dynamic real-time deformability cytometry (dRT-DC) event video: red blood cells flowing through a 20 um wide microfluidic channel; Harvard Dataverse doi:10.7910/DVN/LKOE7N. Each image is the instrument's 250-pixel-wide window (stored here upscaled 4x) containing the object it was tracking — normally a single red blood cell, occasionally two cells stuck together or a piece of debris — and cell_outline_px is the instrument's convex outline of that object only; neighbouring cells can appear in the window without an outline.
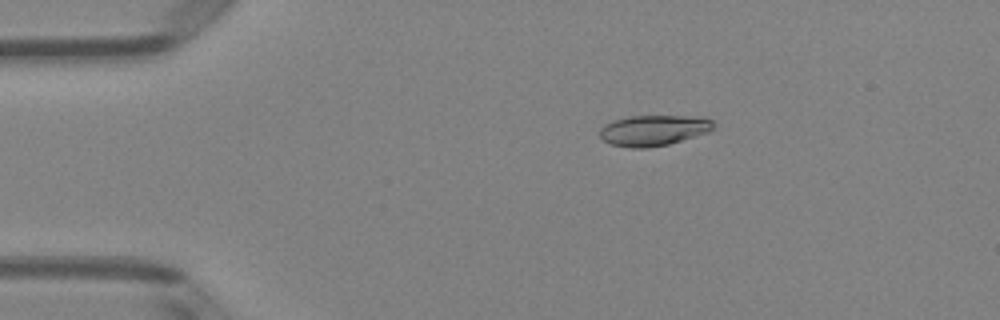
{"species": "Egyptian fruit bat (a non-hibernating species)", "species_latin": "Rousettus aegyptiacus", "temperature_condition": "room temperature", "stored_images_in_passage": 50, "camera_frame_rate_fps": 3000, "um_per_image_px": 0.085, "animal": {"sex": "female"}, "frame": {"image": 1, "passage_image": 9, "time_ms": 2.667, "image_size_px": [1000, 320], "cell_outline_px": [[716, 128], [708, 132], [668, 144], [648, 148], [632, 148], [612, 144], [604, 140], [600, 136], [600, 128], [604, 124], [612, 120], [632, 116], [704, 116], [712, 120], [716, 124]], "centroid_in_image_um": [55.59, 11.06], "position_along_channel_um": 29.4, "area_um2": 20.46}}
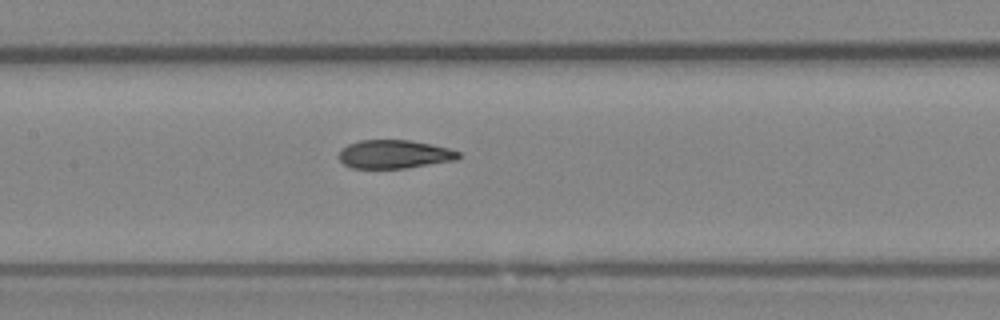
{"frame": {"image": 2, "passage_image": 24, "time_ms": 7.667, "image_size_px": [1000, 320], "cell_outline_px": [[460, 156], [456, 160], [404, 168], [352, 168], [344, 164], [340, 160], [340, 148], [348, 144], [360, 140], [408, 140], [448, 148], [460, 152]], "centroid_in_image_um": [33.49, 13.11], "position_along_channel_um": 173.9, "area_um2": 19.65}}
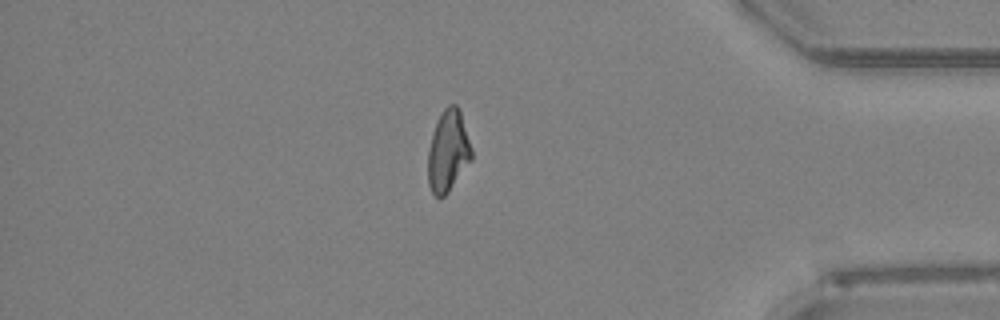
{"frame": {"image": 3, "passage_image": 43, "time_ms": 14.0, "image_size_px": [1000, 320], "cell_outline_px": [[472, 160], [448, 192], [444, 196], [436, 196], [432, 192], [428, 184], [428, 152], [432, 132], [440, 112], [448, 104], [456, 104], [460, 108], [472, 148]], "centroid_in_image_um": [38.1, 12.8], "position_along_channel_um": 397.1, "area_um2": 20.92}, "authors_computed_cell_mechanics": {"area_um2": 20.6057, "velocity_mm_per_s": 4.009, "shape_relaxation_time_tau1_ms": 4.5756, "shape_relaxation_time_tau2_ms": 1.3586, "deformation_change_tau1": 0.1931, "deformation_change_tau2": 0.0893}}